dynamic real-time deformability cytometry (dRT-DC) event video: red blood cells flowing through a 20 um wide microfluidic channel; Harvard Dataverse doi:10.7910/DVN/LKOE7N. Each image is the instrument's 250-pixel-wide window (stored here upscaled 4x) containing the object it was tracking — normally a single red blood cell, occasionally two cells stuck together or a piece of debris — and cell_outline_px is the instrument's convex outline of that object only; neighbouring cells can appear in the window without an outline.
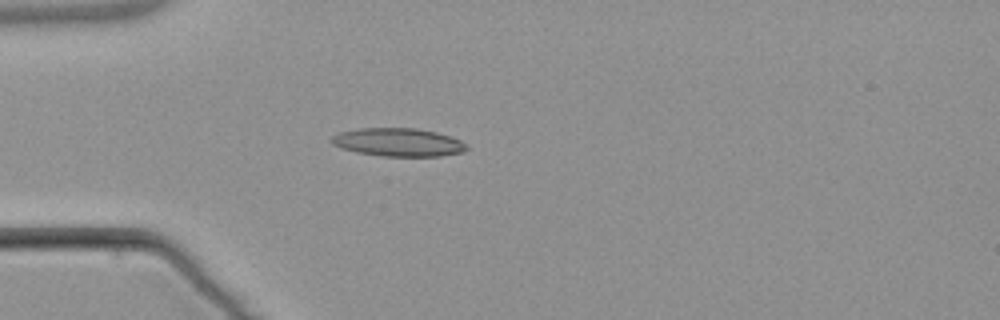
{"species": "common noctule bat (a hibernating species)", "species_latin": "Nyctalus noctula", "temperature_condition": "warm", "stored_images_in_passage": 4, "camera_frame_rate_fps": 3000, "um_per_image_px": 0.085, "animal": {"sex": "male", "body_mass_g": 21.5, "forearm_length_mm": 52.0}, "frame": {"image": 1, "passage_image": 4, "time_ms": 3.667, "image_size_px": [1000, 320], "cell_outline_px": [[468, 148], [464, 152], [440, 156], [380, 156], [356, 152], [340, 148], [332, 144], [328, 140], [332, 136], [340, 132], [360, 128], [416, 128], [436, 132], [460, 140]], "centroid_in_image_um": [33.8, 12.09], "position_along_channel_um": 51.2, "area_um2": 22.25}}